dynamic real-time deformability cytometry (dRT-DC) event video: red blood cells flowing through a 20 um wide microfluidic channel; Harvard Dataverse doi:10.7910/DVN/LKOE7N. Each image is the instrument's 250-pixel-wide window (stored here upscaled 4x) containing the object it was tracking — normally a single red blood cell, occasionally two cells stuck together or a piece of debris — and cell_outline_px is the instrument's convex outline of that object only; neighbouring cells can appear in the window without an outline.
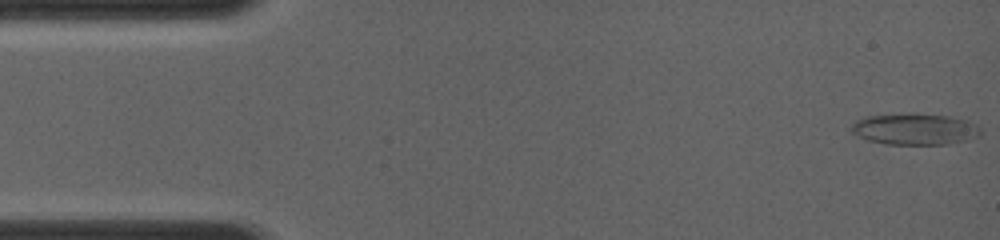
{"species": "common noctule bat (a hibernating species)", "species_latin": "Nyctalus noctula", "temperature_condition": "room temperature", "stored_images_in_passage": 90, "camera_frame_rate_fps": 4000, "um_per_image_px": 0.085, "animal": {"sex": "female", "body_mass_g": 19.0, "forearm_length_mm": 56.7}, "frame": {"image": 1, "passage_image": 1, "time_ms": 0.0, "image_size_px": [1000, 240], "cell_outline_px": [[980, 136], [948, 144], [888, 144], [868, 140], [852, 132], [848, 128], [856, 120], [864, 116], [912, 112], [916, 112], [948, 116], [968, 120], [980, 128]], "centroid_in_image_um": [77.73, 10.95], "position_along_channel_um": 7.3, "area_um2": 23.87}}
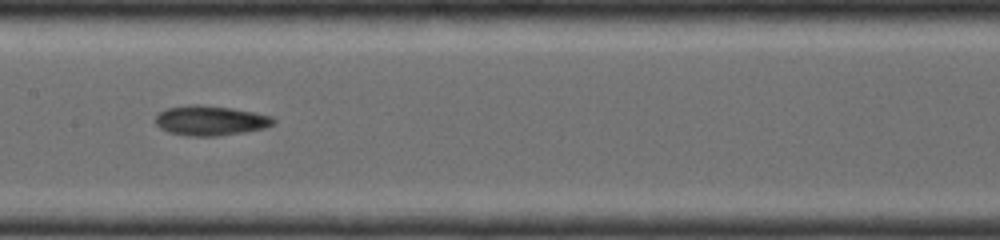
{"frame": {"image": 2, "passage_image": 43, "time_ms": 6.75, "image_size_px": [1000, 240], "cell_outline_px": [[276, 120], [272, 124], [260, 128], [212, 136], [196, 136], [168, 132], [160, 128], [156, 124], [156, 116], [164, 108], [192, 104], [196, 104], [232, 108], [272, 116]], "centroid_in_image_um": [17.81, 10.22], "position_along_channel_um": 189.6, "area_um2": 19.94}}
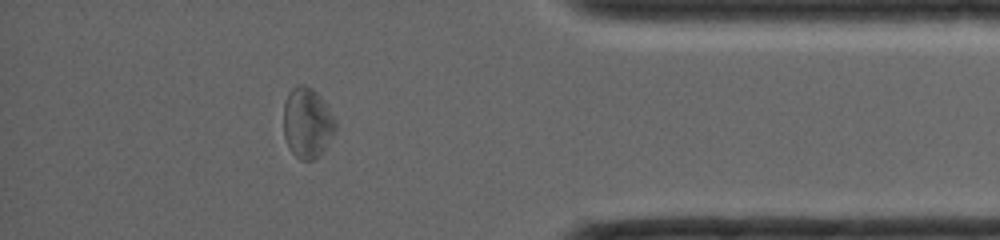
{"frame": {"image": 3, "passage_image": 77, "time_ms": 12.0, "image_size_px": [1000, 240], "cell_outline_px": [[336, 128], [324, 148], [312, 160], [300, 160], [288, 148], [284, 136], [284, 104], [288, 92], [296, 84], [304, 84], [312, 88], [324, 100], [336, 124]], "centroid_in_image_um": [26.08, 10.41], "position_along_channel_um": 409.1, "area_um2": 21.04}}